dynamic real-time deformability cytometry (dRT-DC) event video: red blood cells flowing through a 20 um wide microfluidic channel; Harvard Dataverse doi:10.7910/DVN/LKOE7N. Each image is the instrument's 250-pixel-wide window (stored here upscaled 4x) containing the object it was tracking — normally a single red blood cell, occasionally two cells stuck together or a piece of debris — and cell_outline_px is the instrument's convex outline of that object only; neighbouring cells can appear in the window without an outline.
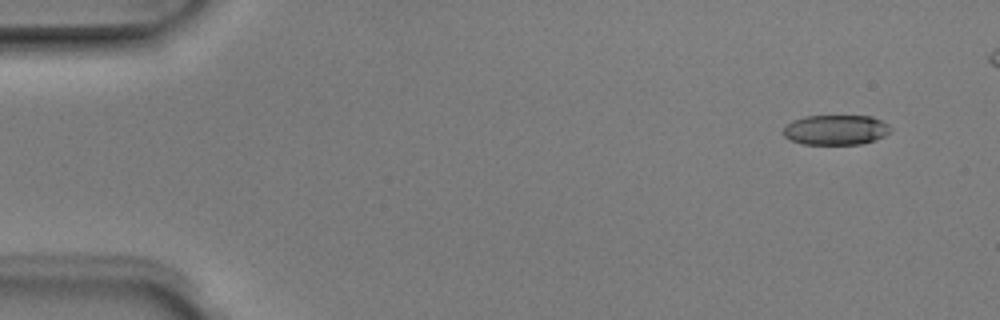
{"species": "Egyptian fruit bat (a non-hibernating species)", "species_latin": "Rousettus aegyptiacus", "temperature_condition": "room temperature", "stored_images_in_passage": 5, "camera_frame_rate_fps": 3000, "um_per_image_px": 0.085, "animal": {"sex": "male"}, "frame": {"image": 1, "passage_image": 1, "time_ms": 0.0, "image_size_px": [1000, 320], "cell_outline_px": [[892, 128], [884, 136], [860, 144], [804, 144], [792, 140], [784, 136], [780, 132], [792, 120], [804, 116], [872, 116], [888, 124]], "centroid_in_image_um": [71.01, 11.03], "position_along_channel_um": 14.0, "area_um2": 18.67}}